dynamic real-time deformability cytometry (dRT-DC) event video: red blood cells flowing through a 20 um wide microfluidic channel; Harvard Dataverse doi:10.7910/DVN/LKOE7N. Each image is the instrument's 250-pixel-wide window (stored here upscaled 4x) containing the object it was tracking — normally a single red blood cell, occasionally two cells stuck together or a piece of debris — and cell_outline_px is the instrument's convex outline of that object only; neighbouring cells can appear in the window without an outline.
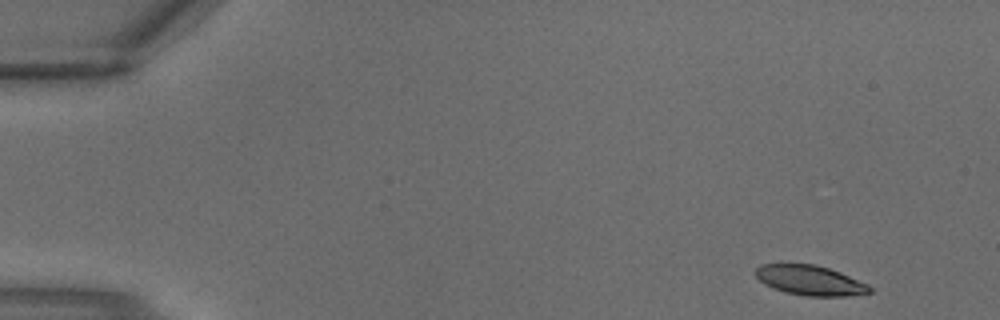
{"species": "common noctule bat (a hibernating species)", "species_latin": "Nyctalus noctula", "temperature_condition": "warm", "stored_images_in_passage": 4, "segment_of_instrument_passage": [2, 2], "camera_frame_rate_fps": 3000, "um_per_image_px": 0.085, "animal": {"sex": "male", "body_mass_g": 18.8}, "frame": {"image": 1, "passage_image": 4, "time_ms": 1.0, "image_size_px": [1000, 320], "cell_outline_px": [[872, 292], [844, 296], [804, 296], [784, 292], [764, 284], [756, 276], [756, 268], [760, 264], [816, 264], [840, 272], [868, 284], [872, 288]], "centroid_in_image_um": [68.85, 23.83], "position_along_channel_um": 16.1, "area_um2": 19.83}}